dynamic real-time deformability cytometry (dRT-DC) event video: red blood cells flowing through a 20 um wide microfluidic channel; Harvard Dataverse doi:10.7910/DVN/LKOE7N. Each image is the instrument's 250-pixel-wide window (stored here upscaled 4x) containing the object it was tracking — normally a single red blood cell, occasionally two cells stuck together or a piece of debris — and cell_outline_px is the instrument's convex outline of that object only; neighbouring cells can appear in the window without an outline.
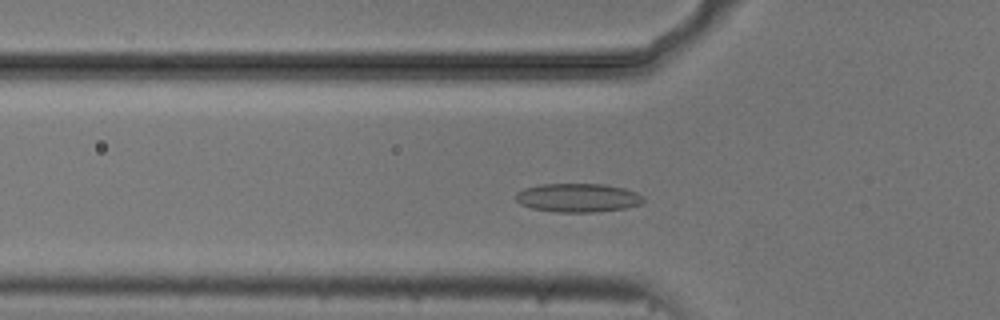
{"species": "common noctule bat (a hibernating species)", "species_latin": "Nyctalus noctula", "temperature_condition": "cold", "stored_images_in_passage": 50, "camera_frame_rate_fps": 3000, "um_per_image_px": 0.085, "animal": {"sex": "male", "body_mass_g": 20.5, "forearm_length_mm": 52.5}, "frame": {"image": 1, "passage_image": 14, "time_ms": 4.333, "image_size_px": [1000, 320], "cell_outline_px": [[644, 204], [624, 208], [596, 212], [556, 212], [532, 208], [520, 204], [512, 196], [516, 192], [524, 188], [540, 184], [604, 184], [624, 188], [636, 192], [644, 196]], "centroid_in_image_um": [49.11, 16.81], "position_along_channel_um": 76.7, "area_um2": 21.62}}
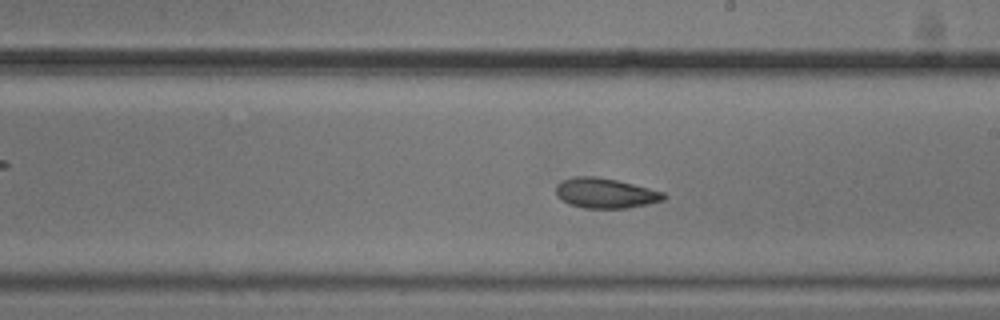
{"frame": {"image": 2, "passage_image": 27, "time_ms": 8.667, "image_size_px": [1000, 320], "cell_outline_px": [[668, 196], [664, 200], [648, 204], [628, 208], [584, 208], [568, 204], [560, 200], [556, 196], [556, 184], [560, 180], [572, 176], [596, 176], [616, 180], [664, 192]], "centroid_in_image_um": [51.41, 16.41], "position_along_channel_um": 237.6, "area_um2": 19.13}}
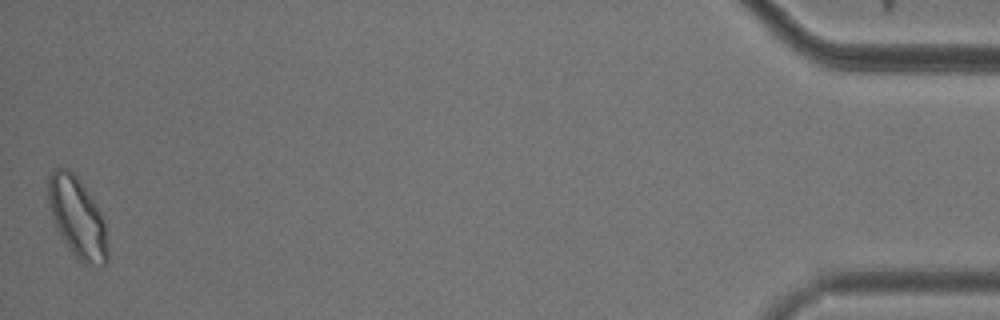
{"frame": {"image": 3, "passage_image": 50, "time_ms": 16.333, "image_size_px": [1000, 320], "cell_outline_px": [[108, 264], [84, 264], [76, 260], [68, 248], [56, 228], [48, 204], [48, 176], [56, 168], [68, 168], [76, 176], [96, 204], [104, 220], [108, 244]], "centroid_in_image_um": [6.57, 18.53], "position_along_channel_um": 428.6, "area_um2": 27.86}, "authors_computed_cell_mechanics": {"area_um2": 20.5479, "velocity_mm_per_s": 3.69, "shape_relaxation_time_tau1_ms": null, "shape_relaxation_time_tau2_ms": 3.395, "deformation_change_tau1": null, "deformation_change_tau2": 0.0937}}